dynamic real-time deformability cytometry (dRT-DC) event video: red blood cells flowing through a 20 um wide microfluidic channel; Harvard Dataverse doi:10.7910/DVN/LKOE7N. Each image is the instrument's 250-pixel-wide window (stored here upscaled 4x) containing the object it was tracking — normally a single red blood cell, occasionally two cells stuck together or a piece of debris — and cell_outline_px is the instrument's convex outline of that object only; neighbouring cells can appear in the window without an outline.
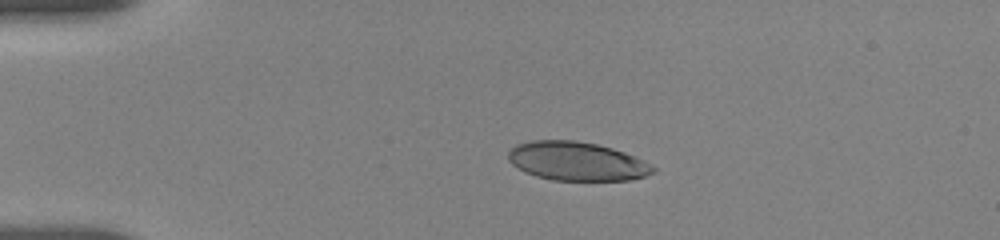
{"species": "human", "species_latin": "Homo sapiens", "temperature_condition": "room temperature", "stored_images_in_passage": 45, "camera_frame_rate_fps": 3000, "um_per_image_px": 0.085, "donor": {"sex": "female"}, "frame": {"image": 1, "passage_image": 10, "time_ms": 3.333, "image_size_px": [1000, 240], "cell_outline_px": [[656, 172], [632, 180], [552, 180], [536, 176], [524, 172], [512, 164], [508, 160], [508, 152], [516, 144], [532, 140], [576, 140], [596, 144], [612, 148], [624, 152], [644, 160], [656, 168]], "centroid_in_image_um": [49.03, 13.7], "position_along_channel_um": 36.0, "area_um2": 32.83}}
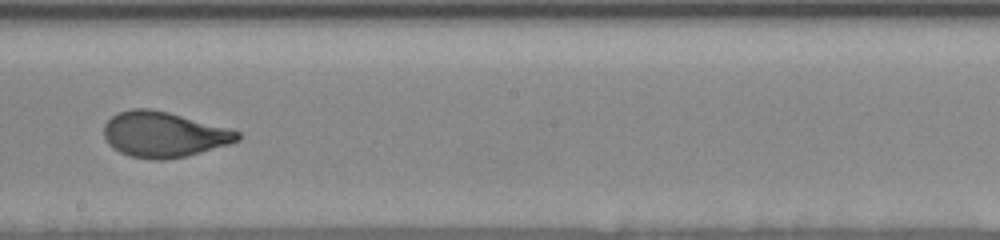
{"frame": {"image": 2, "passage_image": 30, "time_ms": 10.0, "image_size_px": [1000, 240], "cell_outline_px": [[240, 140], [228, 144], [200, 152], [184, 156], [164, 160], [152, 160], [128, 156], [112, 148], [108, 144], [104, 136], [104, 124], [116, 112], [132, 108], [152, 108], [232, 128], [240, 132]], "centroid_in_image_um": [13.9, 11.42], "position_along_channel_um": 234.3, "area_um2": 35.72}}
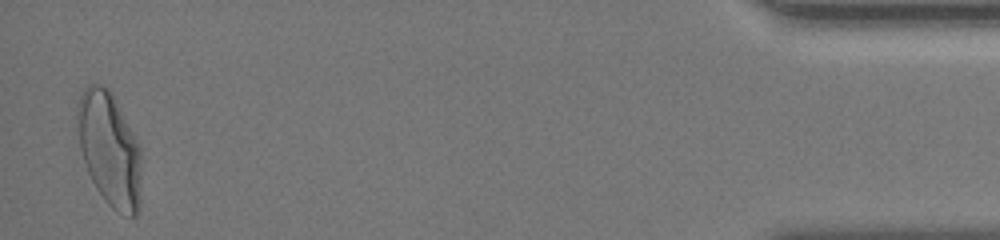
{"frame": {"image": 3, "passage_image": 44, "time_ms": 17.333, "image_size_px": [1000, 240], "cell_outline_px": [[140, 204], [136, 216], [132, 216], [116, 212], [104, 200], [96, 188], [88, 172], [80, 148], [76, 116], [76, 104], [84, 88], [88, 84], [100, 84], [108, 88], [112, 92], [140, 144]], "centroid_in_image_um": [9.3, 12.65], "position_along_channel_um": 425.9, "area_um2": 42.83}, "authors_computed_cell_mechanics": {"area_um2": 35.2002, "velocity_mm_per_s": 3.6639, "shape_relaxation_time_tau1_ms": 5.1875, "shape_relaxation_time_tau2_ms": null, "deformation_change_tau1": 0.1828, "deformation_change_tau2": null}}